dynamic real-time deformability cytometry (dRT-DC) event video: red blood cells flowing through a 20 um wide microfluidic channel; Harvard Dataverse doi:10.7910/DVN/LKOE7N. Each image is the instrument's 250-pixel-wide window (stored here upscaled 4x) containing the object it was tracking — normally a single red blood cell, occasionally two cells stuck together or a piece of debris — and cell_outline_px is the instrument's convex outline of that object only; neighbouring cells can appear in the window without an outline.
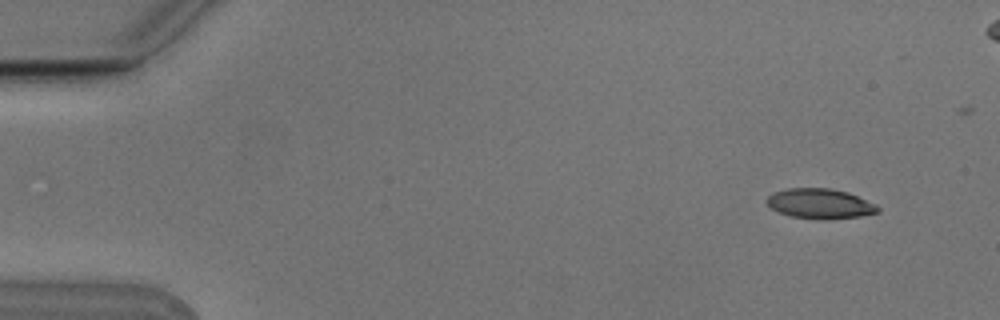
{"species": "Egyptian fruit bat (a non-hibernating species)", "species_latin": "Rousettus aegyptiacus", "temperature_condition": "cold", "stored_images_in_passage": 5, "camera_frame_rate_fps": 3000, "um_per_image_px": 0.085, "animal": {"sex": "male"}, "frame": {"image": 1, "passage_image": 1, "time_ms": 0.0, "image_size_px": [1000, 320], "cell_outline_px": [[880, 212], [860, 216], [824, 220], [792, 216], [780, 212], [772, 208], [764, 200], [772, 192], [788, 188], [832, 188], [848, 192], [876, 204], [880, 208]], "centroid_in_image_um": [69.71, 17.3], "position_along_channel_um": 15.3, "area_um2": 19.48}}